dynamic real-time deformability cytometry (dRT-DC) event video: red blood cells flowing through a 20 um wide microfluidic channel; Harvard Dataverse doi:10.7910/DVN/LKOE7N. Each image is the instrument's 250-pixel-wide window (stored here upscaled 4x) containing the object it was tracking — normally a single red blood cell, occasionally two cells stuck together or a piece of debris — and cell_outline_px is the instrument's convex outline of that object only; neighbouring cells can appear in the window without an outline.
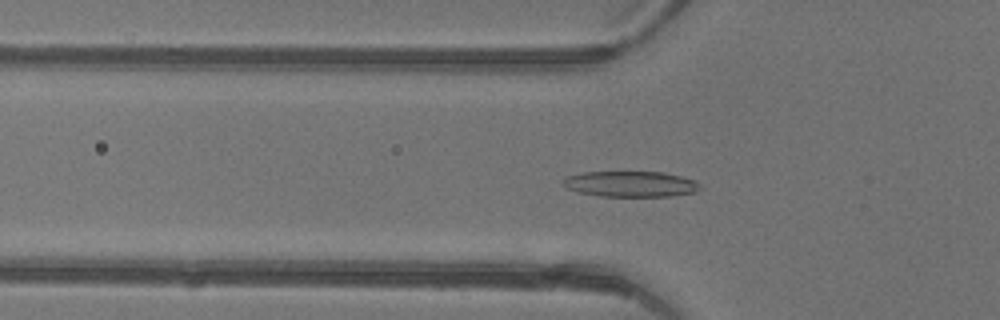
{"species": "common noctule bat (a hibernating species)", "species_latin": "Nyctalus noctula", "temperature_condition": "warm", "stored_images_in_passage": 38, "camera_frame_rate_fps": 3000, "um_per_image_px": 0.085, "animal": {"sex": "female"}, "frame": {"image": 1, "passage_image": 16, "time_ms": 5.0, "image_size_px": [1000, 320], "cell_outline_px": [[700, 188], [696, 192], [672, 196], [600, 196], [580, 192], [568, 188], [560, 180], [568, 176], [584, 172], [664, 172], [680, 176], [692, 180], [700, 184]], "centroid_in_image_um": [53.61, 15.64], "position_along_channel_um": 72.2, "area_um2": 20.35}}
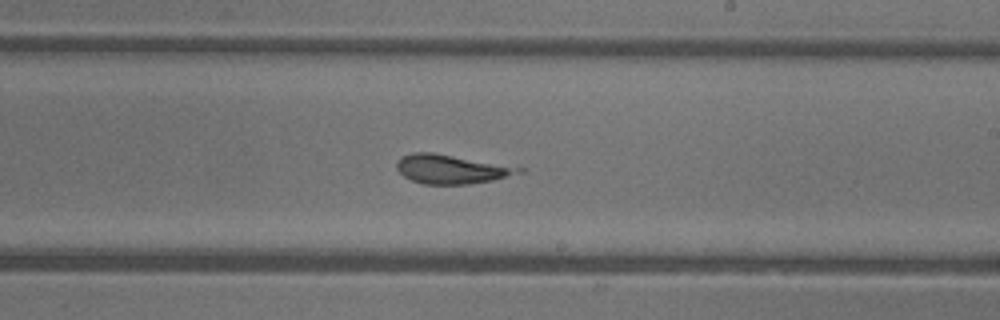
{"frame": {"image": 2, "passage_image": 28, "time_ms": 9.0, "image_size_px": [1000, 320], "cell_outline_px": [[524, 172], [492, 180], [468, 184], [424, 184], [412, 180], [404, 176], [396, 168], [396, 164], [400, 156], [412, 152], [432, 152], [524, 168]], "centroid_in_image_um": [38.32, 14.37], "position_along_channel_um": 250.7, "area_um2": 20.46}}
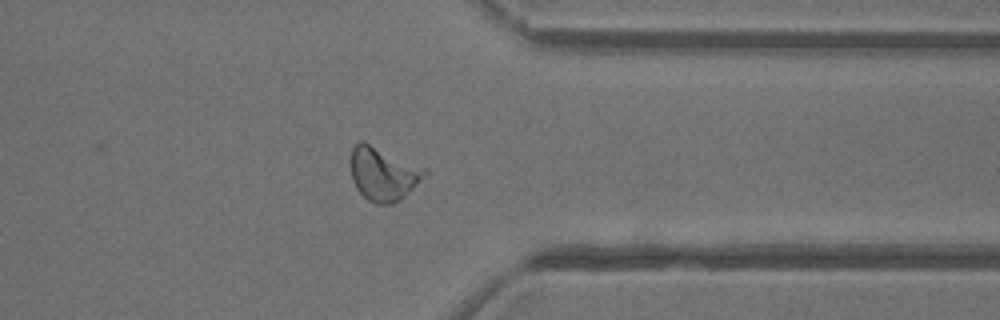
{"frame": {"image": 3, "passage_image": 37, "time_ms": 12.0, "image_size_px": [1000, 320], "cell_outline_px": [[428, 172], [400, 200], [392, 204], [376, 204], [368, 200], [356, 188], [352, 180], [352, 148], [360, 140], [364, 140], [424, 168]], "centroid_in_image_um": [32.55, 14.77], "position_along_channel_um": 378.9, "area_um2": 22.66}, "authors_computed_cell_mechanics": {"area_um2": 20.7502, "velocity_mm_per_s": 4.4531, "shape_relaxation_time_tau1_ms": null, "shape_relaxation_time_tau2_ms": 1.8378, "deformation_change_tau1": null, "deformation_change_tau2": 0.1026}}